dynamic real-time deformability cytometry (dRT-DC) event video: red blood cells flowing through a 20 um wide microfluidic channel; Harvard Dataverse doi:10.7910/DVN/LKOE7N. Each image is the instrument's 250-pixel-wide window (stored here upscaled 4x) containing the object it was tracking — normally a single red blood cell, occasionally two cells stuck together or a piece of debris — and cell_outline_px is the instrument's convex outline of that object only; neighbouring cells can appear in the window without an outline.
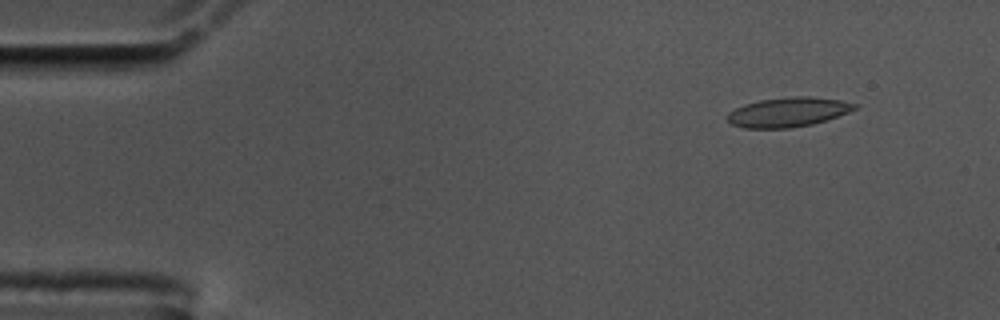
{"species": "common noctule bat (a hibernating species)", "species_latin": "Nyctalus noctula", "temperature_condition": "cold", "stored_images_in_passage": 51, "camera_frame_rate_fps": 3000, "um_per_image_px": 0.085, "animal": {"sex": "male", "body_mass_g": 17.5, "forearm_length_mm": 52.3}, "frame": {"image": 1, "passage_image": 1, "time_ms": 0.0, "image_size_px": [1000, 320], "cell_outline_px": [[860, 104], [856, 108], [848, 112], [828, 120], [812, 124], [792, 128], [744, 128], [732, 124], [724, 116], [728, 112], [744, 104], [760, 100], [792, 96], [808, 96], [840, 100]], "centroid_in_image_um": [66.98, 9.53], "position_along_channel_um": 18.0, "area_um2": 22.02}}
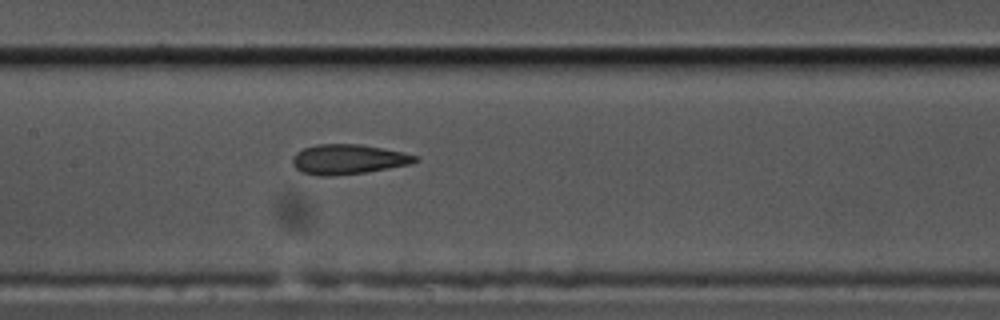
{"frame": {"image": 2, "passage_image": 22, "time_ms": 7.0, "image_size_px": [1000, 320], "cell_outline_px": [[420, 160], [412, 164], [364, 172], [328, 176], [316, 176], [300, 172], [292, 164], [292, 156], [296, 152], [304, 148], [316, 144], [360, 144], [404, 152], [420, 156]], "centroid_in_image_um": [29.6, 13.54], "position_along_channel_um": 177.8, "area_um2": 21.56}}
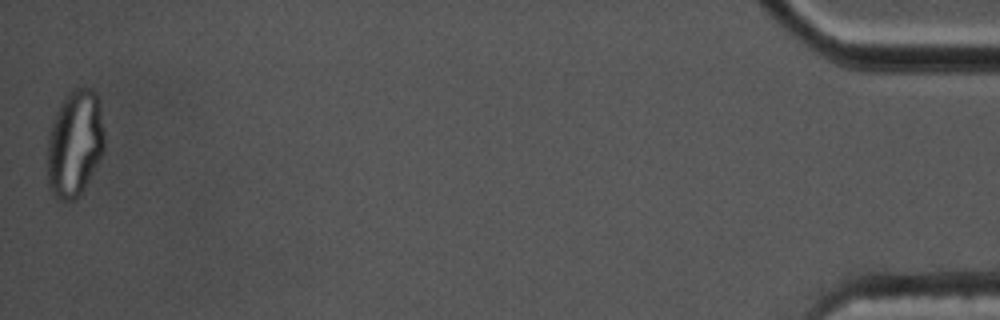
{"frame": {"image": 3, "passage_image": 51, "time_ms": 16.667, "image_size_px": [1000, 320], "cell_outline_px": [[104, 152], [100, 160], [80, 192], [72, 200], [64, 200], [56, 196], [48, 188], [48, 136], [56, 112], [68, 92], [72, 88], [92, 88], [96, 92], [104, 132]], "centroid_in_image_um": [6.36, 12.16], "position_along_channel_um": 428.8, "area_um2": 34.97}, "authors_computed_cell_mechanics": {"area_um2": 21.7328, "velocity_mm_per_s": 3.5742, "shape_relaxation_time_tau1_ms": null, "shape_relaxation_time_tau2_ms": 1.914, "deformation_change_tau1": null, "deformation_change_tau2": 0.0704}}